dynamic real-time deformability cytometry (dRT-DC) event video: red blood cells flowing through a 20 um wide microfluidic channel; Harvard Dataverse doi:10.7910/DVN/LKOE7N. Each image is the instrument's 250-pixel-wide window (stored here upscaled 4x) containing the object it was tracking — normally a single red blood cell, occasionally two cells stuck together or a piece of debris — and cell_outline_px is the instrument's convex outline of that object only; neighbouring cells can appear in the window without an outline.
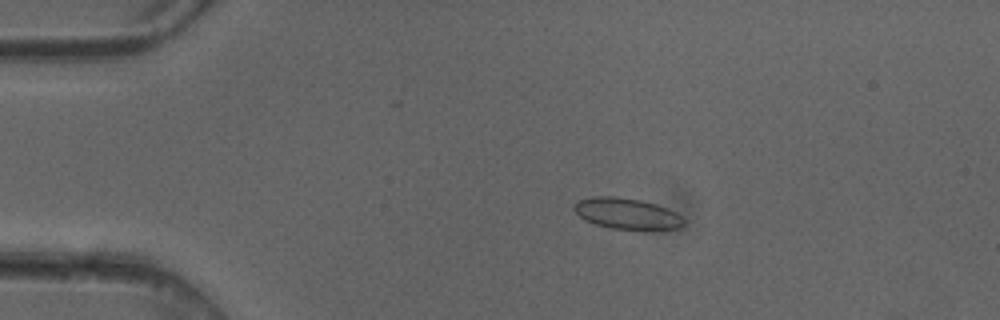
{"species": "common noctule bat (a hibernating species)", "species_latin": "Nyctalus noctula", "temperature_condition": "cold", "stored_images_in_passage": 6, "camera_frame_rate_fps": 3000, "um_per_image_px": 0.085, "animal": {"sex": "female"}, "frame": {"image": 1, "passage_image": 3, "time_ms": 0.667, "image_size_px": [1000, 320], "cell_outline_px": [[684, 224], [680, 228], [612, 228], [596, 224], [584, 220], [572, 208], [576, 200], [592, 196], [616, 196], [640, 200], [656, 204], [668, 208], [676, 212], [684, 220]], "centroid_in_image_um": [53.23, 18.12], "position_along_channel_um": 31.8, "area_um2": 19.54}}
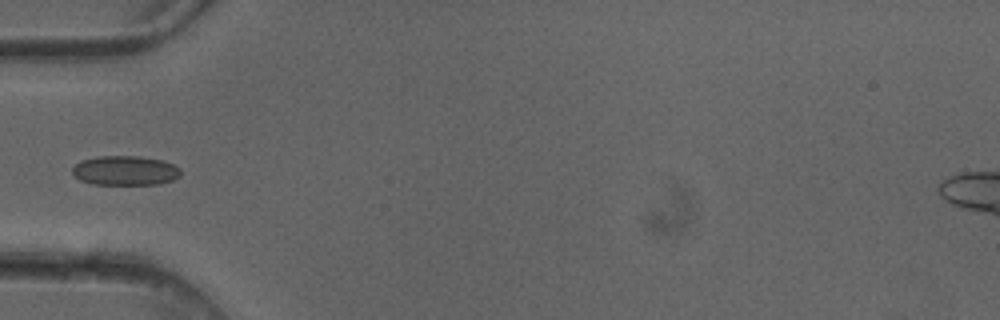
{"frame": {"image": 2, "passage_image": 5, "time_ms": 1.333, "image_size_px": [1000, 320], "cell_outline_px": [[180, 176], [172, 180], [160, 184], [92, 184], [80, 180], [72, 172], [72, 168], [80, 160], [96, 156], [140, 156], [164, 160], [180, 168]], "centroid_in_image_um": [10.64, 14.49], "position_along_channel_um": 74.4, "area_um2": 18.73}}
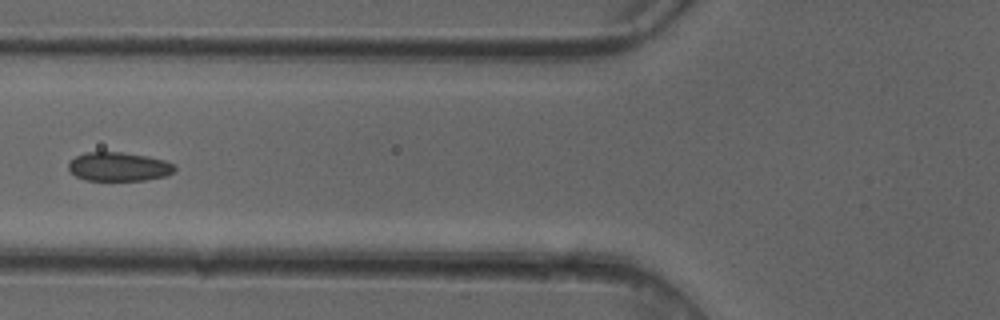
{"frame": {"image": 3, "passage_image": 6, "time_ms": 1.667, "image_size_px": [1000, 320], "cell_outline_px": [[176, 168], [172, 172], [164, 176], [144, 180], [84, 180], [76, 176], [68, 168], [68, 164], [76, 156], [84, 152], [120, 152], [148, 156], [164, 160], [172, 164]], "centroid_in_image_um": [10.07, 14.16], "position_along_channel_um": 115.7, "area_um2": 17.69}}